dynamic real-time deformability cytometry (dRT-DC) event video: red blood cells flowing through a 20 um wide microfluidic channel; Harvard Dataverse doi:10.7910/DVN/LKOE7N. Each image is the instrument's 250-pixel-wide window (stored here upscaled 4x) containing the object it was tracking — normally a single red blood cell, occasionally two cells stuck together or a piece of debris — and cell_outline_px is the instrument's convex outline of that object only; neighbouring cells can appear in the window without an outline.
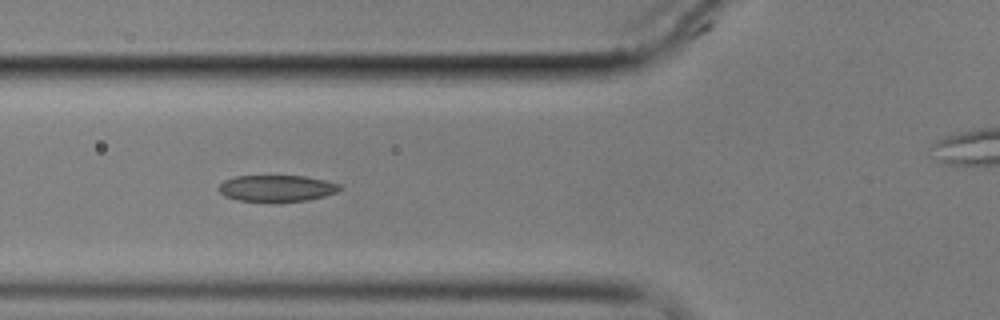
{"species": "common noctule bat (a hibernating species)", "species_latin": "Nyctalus noctula", "temperature_condition": "cold", "stored_images_in_passage": 8, "camera_frame_rate_fps": 3000, "um_per_image_px": 0.085, "animal": {"sex": "male", "body_mass_g": 17.9}, "frame": {"image": 1, "passage_image": 6, "time_ms": 7.0, "image_size_px": [1000, 320], "cell_outline_px": [[344, 188], [336, 192], [324, 196], [308, 200], [240, 200], [224, 196], [216, 188], [224, 180], [236, 176], [304, 176], [324, 180], [340, 184]], "centroid_in_image_um": [23.53, 15.98], "position_along_channel_um": 102.3, "area_um2": 18.26}}
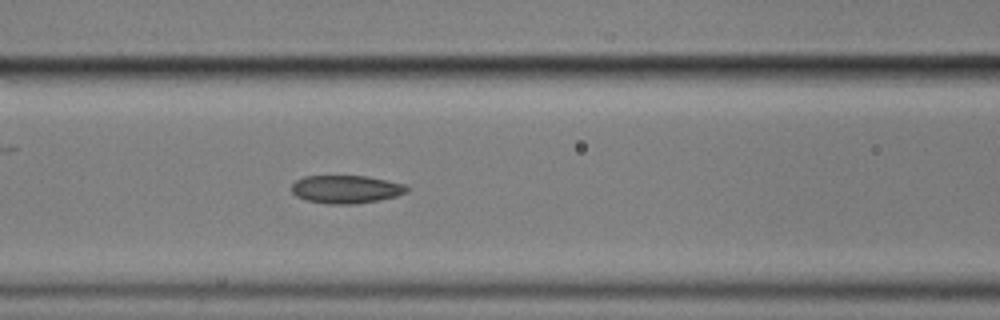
{"frame": {"image": 2, "passage_image": 7, "time_ms": 8.0, "image_size_px": [1000, 320], "cell_outline_px": [[408, 192], [396, 196], [380, 200], [356, 204], [328, 204], [304, 200], [296, 196], [292, 192], [292, 184], [296, 180], [304, 176], [368, 176], [408, 184]], "centroid_in_image_um": [29.44, 16.09], "position_along_channel_um": 137.2, "area_um2": 19.13}}